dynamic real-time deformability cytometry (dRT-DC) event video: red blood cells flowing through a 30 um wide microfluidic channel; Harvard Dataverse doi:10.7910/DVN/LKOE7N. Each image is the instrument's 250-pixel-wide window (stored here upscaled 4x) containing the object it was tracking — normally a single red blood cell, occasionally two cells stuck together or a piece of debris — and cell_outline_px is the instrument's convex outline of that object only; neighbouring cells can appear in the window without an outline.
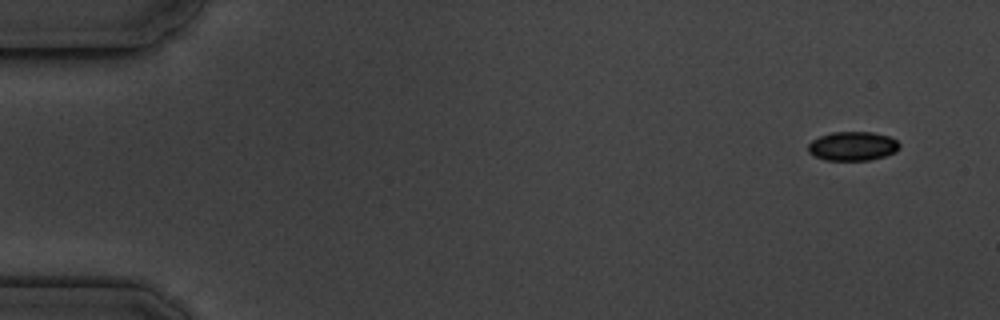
{"species": "common noctule bat (a hibernating species)", "species_latin": "Nyctalus noctula", "temperature_condition": "cold", "stored_images_in_passage": 4, "camera_frame_rate_fps": 3000, "um_per_image_px": 0.085, "animal": {"sex": "male", "body_mass_g": 19.5, "forearm_length_mm": 54.6}, "frame": {"image": 1, "passage_image": 1, "time_ms": 0.0, "image_size_px": [1000, 320], "cell_outline_px": [[900, 148], [896, 152], [884, 156], [868, 160], [824, 160], [808, 152], [808, 144], [812, 140], [820, 136], [832, 132], [872, 132], [888, 136], [896, 140], [900, 144]], "centroid_in_image_um": [72.48, 12.42], "position_along_channel_um": 12.5, "area_um2": 15.43}}
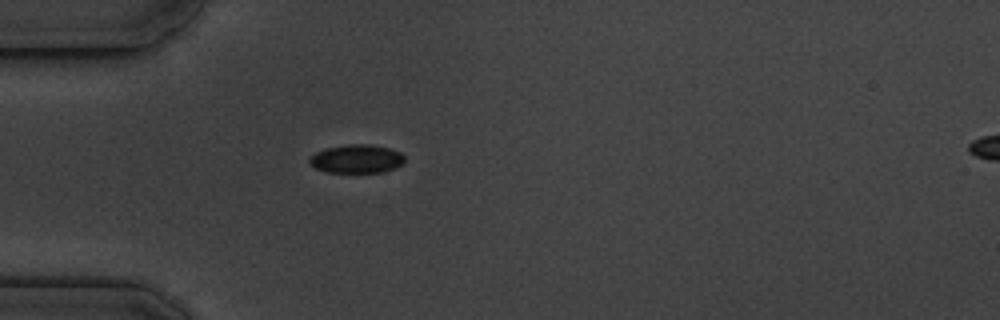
{"frame": {"image": 2, "passage_image": 4, "time_ms": 4.333, "image_size_px": [1000, 320], "cell_outline_px": [[404, 164], [396, 168], [384, 172], [328, 172], [316, 168], [308, 160], [316, 152], [324, 148], [348, 144], [368, 144], [388, 148], [400, 152], [404, 156]], "centroid_in_image_um": [30.35, 13.5], "position_along_channel_um": 54.7, "area_um2": 15.78}}